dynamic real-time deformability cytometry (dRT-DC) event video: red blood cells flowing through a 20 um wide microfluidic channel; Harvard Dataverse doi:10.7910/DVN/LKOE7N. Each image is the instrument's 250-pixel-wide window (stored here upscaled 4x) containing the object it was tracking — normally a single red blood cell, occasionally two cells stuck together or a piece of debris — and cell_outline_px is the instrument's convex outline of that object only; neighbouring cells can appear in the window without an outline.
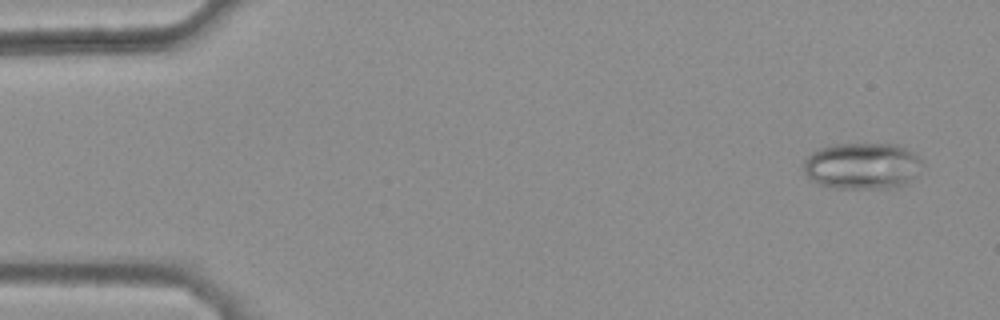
{"species": "common noctule bat (a hibernating species)", "species_latin": "Nyctalus noctula", "temperature_condition": "warm", "stored_images_in_passage": 14, "camera_frame_rate_fps": 3000, "um_per_image_px": 0.085, "animal": {"sex": "female", "body_mass_g": 25.1}, "frame": {"image": 1, "passage_image": 3, "time_ms": 0.667, "image_size_px": [1000, 320], "cell_outline_px": [[924, 164], [916, 176], [904, 184], [896, 188], [836, 188], [820, 184], [808, 180], [804, 172], [804, 160], [816, 148], [832, 144], [896, 144], [912, 152], [924, 160]], "centroid_in_image_um": [73.29, 14.1], "position_along_channel_um": 11.7, "area_um2": 32.6}}